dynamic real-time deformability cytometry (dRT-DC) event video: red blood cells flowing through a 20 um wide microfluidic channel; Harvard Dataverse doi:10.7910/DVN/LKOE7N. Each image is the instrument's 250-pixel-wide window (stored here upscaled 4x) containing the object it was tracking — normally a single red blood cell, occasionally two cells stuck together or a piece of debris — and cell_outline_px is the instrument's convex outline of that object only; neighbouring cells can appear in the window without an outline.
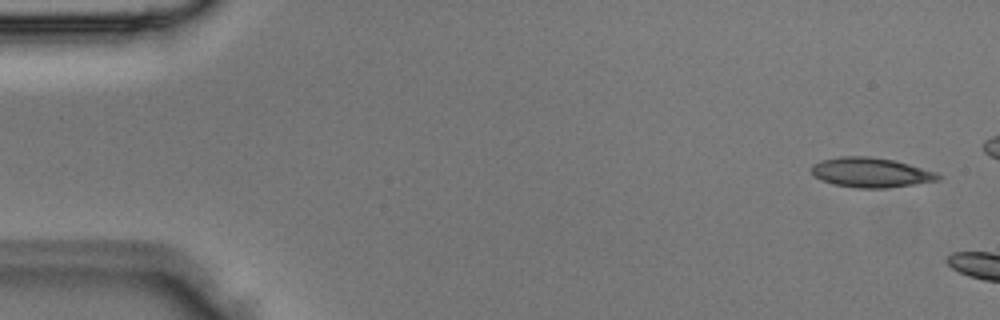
{"species": "Egyptian fruit bat (a non-hibernating species)", "species_latin": "Rousettus aegyptiacus", "temperature_condition": "room temperature", "stored_images_in_passage": 5, "segment_of_instrument_passage": [2, 2], "camera_frame_rate_fps": 3000, "um_per_image_px": 0.085, "animal": {"sex": "male"}, "frame": {"image": 1, "passage_image": 5, "time_ms": 1.333, "image_size_px": [1000, 320], "cell_outline_px": [[944, 176], [940, 180], [888, 188], [860, 188], [836, 184], [824, 180], [816, 176], [812, 172], [812, 164], [820, 160], [840, 156], [868, 156], [896, 160], [936, 172]], "centroid_in_image_um": [74.08, 14.65], "position_along_channel_um": 10.9, "area_um2": 21.91}}